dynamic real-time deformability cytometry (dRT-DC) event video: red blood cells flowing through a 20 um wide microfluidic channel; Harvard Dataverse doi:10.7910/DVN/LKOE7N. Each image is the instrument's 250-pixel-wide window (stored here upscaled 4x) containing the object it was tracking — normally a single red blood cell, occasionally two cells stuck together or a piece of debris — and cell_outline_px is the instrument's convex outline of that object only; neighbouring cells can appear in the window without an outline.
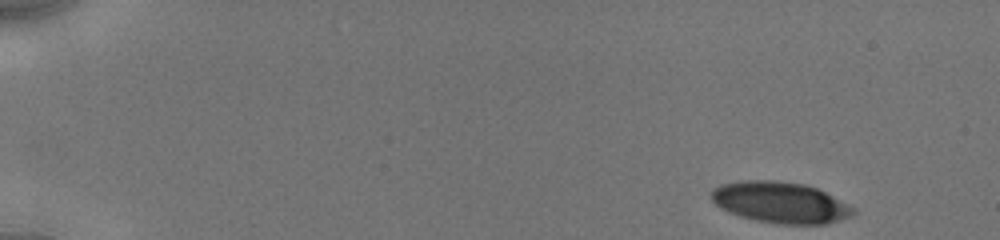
{"species": "human", "species_latin": "Homo sapiens", "temperature_condition": "cold", "stored_images_in_passage": 36, "camera_frame_rate_fps": 3000, "um_per_image_px": 0.085, "donor": {"sex": "male"}, "frame": {"image": 1, "passage_image": 1, "time_ms": 0.0, "image_size_px": [1000, 240], "cell_outline_px": [[856, 212], [852, 216], [828, 224], [780, 224], [756, 220], [740, 216], [728, 212], [716, 204], [712, 200], [712, 188], [720, 184], [744, 180], [776, 180], [804, 184], [816, 188], [856, 208]], "centroid_in_image_um": [66.34, 17.21], "position_along_channel_um": 18.7, "area_um2": 34.04}}
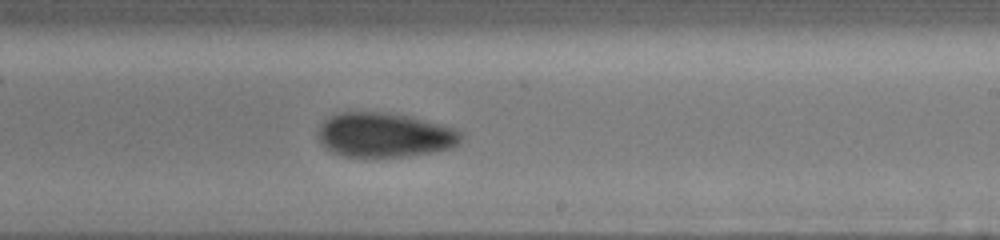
{"frame": {"image": 2, "passage_image": 21, "time_ms": 9.667, "image_size_px": [1000, 240], "cell_outline_px": [[464, 136], [452, 148], [432, 152], [400, 156], [344, 156], [332, 152], [320, 140], [316, 132], [320, 124], [328, 116], [336, 112], [388, 112], [412, 116], [452, 128], [464, 132]], "centroid_in_image_um": [32.67, 11.44], "position_along_channel_um": 256.3, "area_um2": 37.05}}
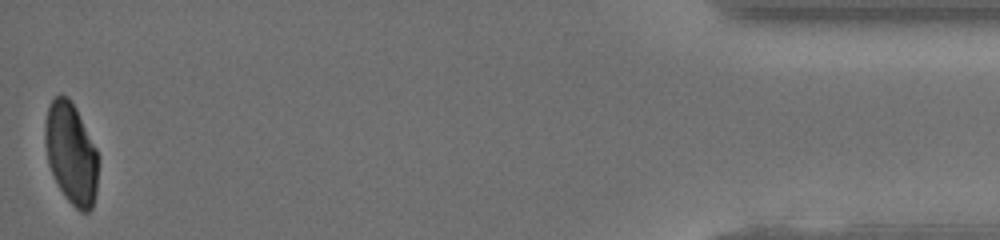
{"frame": {"image": 3, "passage_image": 36, "time_ms": 16.0, "image_size_px": [1000, 240], "cell_outline_px": [[96, 192], [92, 208], [88, 212], [80, 212], [64, 196], [48, 164], [44, 144], [44, 120], [48, 104], [56, 96], [68, 96], [76, 108], [96, 148]], "centroid_in_image_um": [6.0, 13.01], "position_along_channel_um": 429.2, "area_um2": 31.21}, "authors_computed_cell_mechanics": {"area_um2": 36.5007, "velocity_mm_per_s": 3.924, "shape_relaxation_time_tau1_ms": null, "shape_relaxation_time_tau2_ms": 6.2553, "deformation_change_tau1": null, "deformation_change_tau2": 0.1123}}